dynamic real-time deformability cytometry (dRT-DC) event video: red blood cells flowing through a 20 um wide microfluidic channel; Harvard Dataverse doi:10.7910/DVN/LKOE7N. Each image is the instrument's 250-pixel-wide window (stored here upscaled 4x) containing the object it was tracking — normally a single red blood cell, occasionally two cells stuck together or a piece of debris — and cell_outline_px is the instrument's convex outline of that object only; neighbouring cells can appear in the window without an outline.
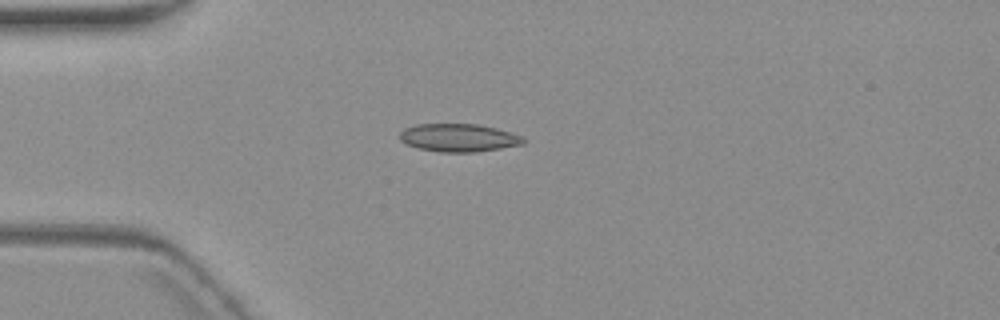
{"species": "common noctule bat (a hibernating species)", "species_latin": "Nyctalus noctula", "temperature_condition": "warm", "stored_images_in_passage": 4, "camera_frame_rate_fps": 3000, "um_per_image_px": 0.085, "animal": {"sex": "female", "body_mass_g": 19.3, "forearm_length_mm": 54.1}, "frame": {"image": 1, "passage_image": 3, "time_ms": 2.333, "image_size_px": [1000, 320], "cell_outline_px": [[524, 144], [476, 152], [440, 152], [416, 148], [400, 140], [400, 132], [404, 128], [416, 124], [476, 124], [496, 128], [524, 136]], "centroid_in_image_um": [38.98, 11.71], "position_along_channel_um": 46.0, "area_um2": 20.17}}